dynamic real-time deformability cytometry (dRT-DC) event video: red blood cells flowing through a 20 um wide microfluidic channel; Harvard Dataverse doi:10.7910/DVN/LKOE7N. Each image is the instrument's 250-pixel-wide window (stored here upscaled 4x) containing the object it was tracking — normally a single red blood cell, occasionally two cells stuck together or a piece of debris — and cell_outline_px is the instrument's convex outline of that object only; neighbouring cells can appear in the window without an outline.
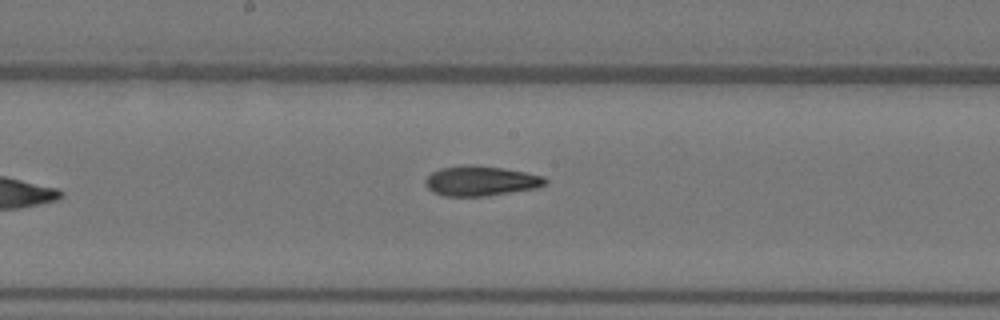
{"species": "Egyptian fruit bat (a non-hibernating species)", "species_latin": "Rousettus aegyptiacus", "temperature_condition": "warm", "stored_images_in_passage": 6, "camera_frame_rate_fps": 3000, "um_per_image_px": 0.085, "animal": {"sex": "female"}, "frame": {"image": 1, "passage_image": 6, "time_ms": 1.667, "image_size_px": [1000, 320], "cell_outline_px": [[548, 184], [536, 188], [484, 196], [444, 196], [432, 192], [424, 184], [424, 180], [432, 172], [440, 168], [464, 164], [476, 164], [504, 168], [544, 176], [548, 180]], "centroid_in_image_um": [40.85, 15.36], "position_along_channel_um": 207.3, "area_um2": 21.15}}